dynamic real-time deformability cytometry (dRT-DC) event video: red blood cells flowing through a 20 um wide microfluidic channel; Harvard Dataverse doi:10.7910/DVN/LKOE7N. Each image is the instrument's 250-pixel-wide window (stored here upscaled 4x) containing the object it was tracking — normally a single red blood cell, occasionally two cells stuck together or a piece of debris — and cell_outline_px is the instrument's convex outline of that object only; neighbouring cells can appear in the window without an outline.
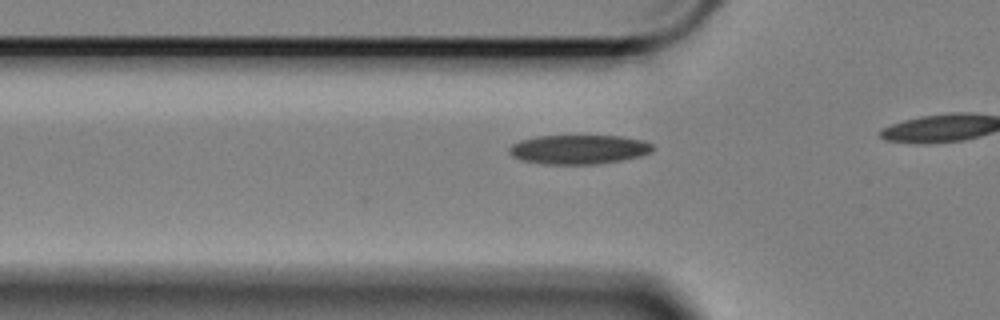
{"species": "Egyptian fruit bat (a non-hibernating species)", "species_latin": "Rousettus aegyptiacus", "temperature_condition": "cold", "stored_images_in_passage": 16, "camera_frame_rate_fps": 3000, "um_per_image_px": 0.085, "animal": {"sex": "female"}, "frame": {"image": 1, "passage_image": 7, "time_ms": 2.0, "image_size_px": [1000, 320], "cell_outline_px": [[652, 152], [640, 156], [620, 160], [596, 164], [544, 164], [520, 160], [512, 156], [508, 152], [508, 148], [512, 144], [520, 140], [536, 136], [620, 136], [644, 140], [652, 144]], "centroid_in_image_um": [49.16, 12.7], "position_along_channel_um": 76.6, "area_um2": 24.51}}
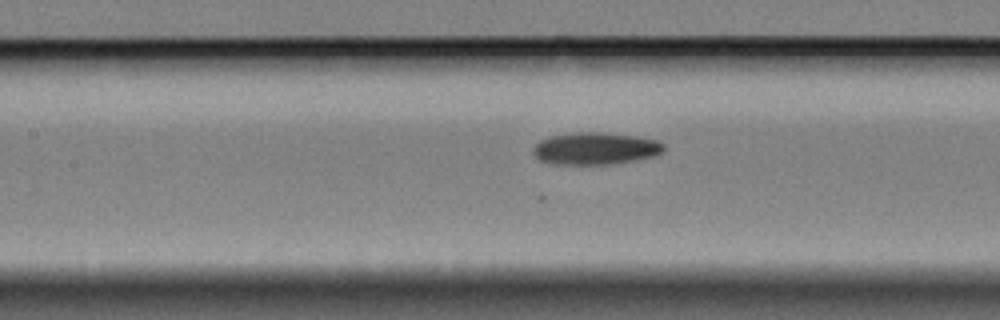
{"frame": {"image": 2, "passage_image": 14, "time_ms": 4.333, "image_size_px": [1000, 320], "cell_outline_px": [[664, 152], [656, 156], [616, 164], [552, 164], [540, 160], [532, 152], [532, 148], [540, 140], [552, 136], [580, 132], [600, 132], [636, 136], [656, 140], [664, 144]], "centroid_in_image_um": [50.64, 12.63], "position_along_channel_um": 156.8, "area_um2": 24.57}}